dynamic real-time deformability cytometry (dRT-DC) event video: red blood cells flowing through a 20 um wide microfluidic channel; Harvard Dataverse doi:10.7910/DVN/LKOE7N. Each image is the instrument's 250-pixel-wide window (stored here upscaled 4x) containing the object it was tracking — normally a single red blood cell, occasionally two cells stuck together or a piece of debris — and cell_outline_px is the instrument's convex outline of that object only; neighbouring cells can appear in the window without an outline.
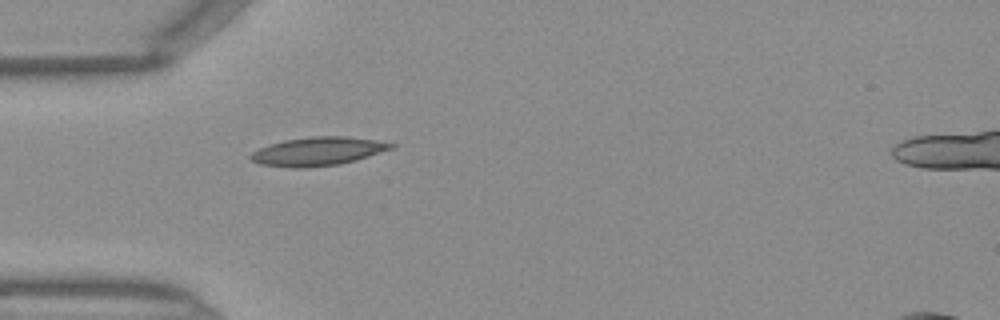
{"species": "Egyptian fruit bat (a non-hibernating species)", "species_latin": "Rousettus aegyptiacus", "temperature_condition": "warm", "stored_images_in_passage": 34, "camera_frame_rate_fps": 3000, "um_per_image_px": 0.085, "frame": {"image": 1, "passage_image": 1, "time_ms": 0.0, "image_size_px": [1000, 320], "cell_outline_px": [[396, 148], [356, 160], [340, 164], [304, 168], [292, 168], [260, 164], [252, 160], [248, 156], [252, 152], [268, 144], [284, 140], [308, 136], [344, 136], [372, 140], [396, 144]], "centroid_in_image_um": [27.01, 12.87], "position_along_channel_um": 58.0, "area_um2": 23.47}}
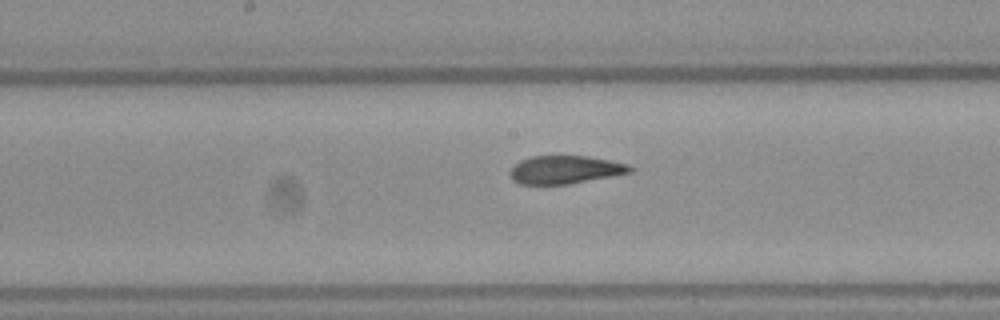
{"frame": {"image": 2, "passage_image": 11, "time_ms": 3.333, "image_size_px": [1000, 320], "cell_outline_px": [[632, 172], [568, 184], [520, 184], [512, 180], [508, 172], [520, 160], [532, 156], [584, 156], [608, 160], [628, 164], [632, 168]], "centroid_in_image_um": [47.99, 14.43], "position_along_channel_um": 200.2, "area_um2": 19.42}}
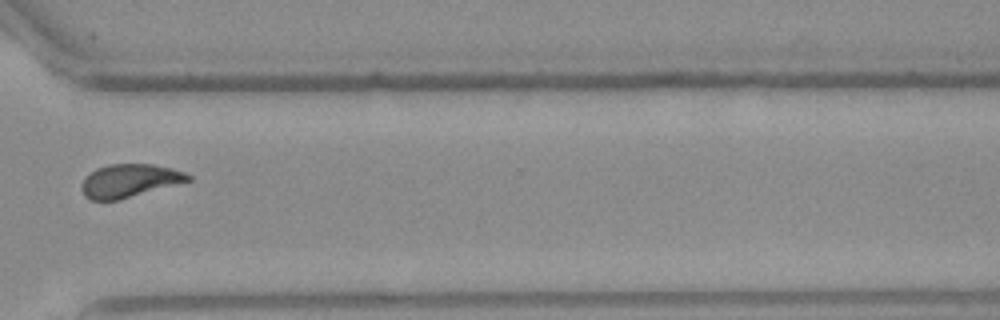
{"frame": {"image": 3, "passage_image": 22, "time_ms": 7.0, "image_size_px": [1000, 320], "cell_outline_px": [[192, 180], [116, 200], [92, 200], [84, 196], [80, 188], [84, 176], [96, 168], [108, 164], [152, 164], [184, 172], [192, 176]], "centroid_in_image_um": [10.94, 15.35], "position_along_channel_um": 359.7, "area_um2": 20.4}}